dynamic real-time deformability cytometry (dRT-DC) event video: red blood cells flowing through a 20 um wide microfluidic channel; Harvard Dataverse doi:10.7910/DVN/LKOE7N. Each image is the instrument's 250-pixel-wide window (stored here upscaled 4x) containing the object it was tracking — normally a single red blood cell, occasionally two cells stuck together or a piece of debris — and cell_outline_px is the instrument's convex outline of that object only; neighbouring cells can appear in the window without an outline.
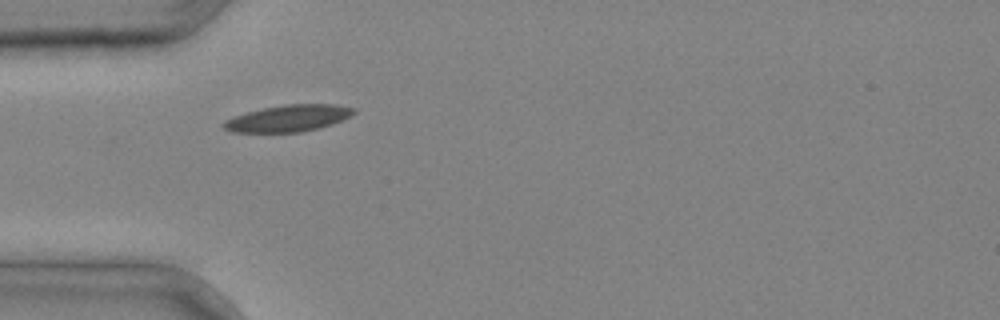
{"species": "common noctule bat (a hibernating species)", "species_latin": "Nyctalus noctula", "temperature_condition": "cold", "stored_images_in_passage": 3, "camera_frame_rate_fps": 3000, "um_per_image_px": 0.085, "animal": {"sex": "male", "body_mass_g": 20.4}, "frame": {"image": 1, "passage_image": 3, "time_ms": 0.667, "image_size_px": [1000, 320], "cell_outline_px": [[356, 112], [332, 124], [300, 132], [232, 132], [224, 128], [220, 124], [224, 120], [232, 116], [264, 108], [284, 104], [336, 104], [356, 108]], "centroid_in_image_um": [24.47, 10.05], "position_along_channel_um": 60.5, "area_um2": 20.11}}